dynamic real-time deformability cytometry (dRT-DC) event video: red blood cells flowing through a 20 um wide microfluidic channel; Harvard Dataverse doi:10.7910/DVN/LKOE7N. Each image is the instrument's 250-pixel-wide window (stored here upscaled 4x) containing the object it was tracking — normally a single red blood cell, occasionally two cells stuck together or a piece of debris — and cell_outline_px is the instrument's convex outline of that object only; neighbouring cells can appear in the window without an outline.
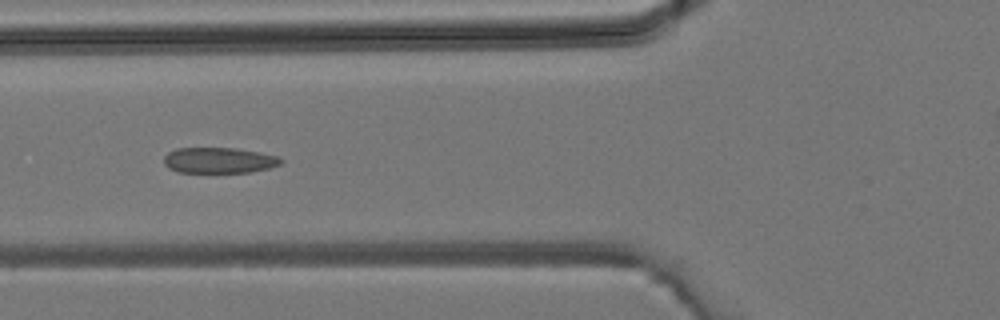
{"species": "common noctule bat (a hibernating species)", "species_latin": "Nyctalus noctula", "temperature_condition": "room temperature", "stored_images_in_passage": 3, "camera_frame_rate_fps": 3000, "um_per_image_px": 0.085, "animal": {"sex": "male", "body_mass_g": 19.2, "forearm_length_mm": 51.8}, "frame": {"image": 1, "passage_image": 3, "time_ms": 0.667, "image_size_px": [1000, 320], "cell_outline_px": [[284, 160], [280, 164], [268, 168], [248, 172], [176, 172], [168, 168], [164, 164], [164, 156], [168, 152], [176, 148], [236, 148], [260, 152], [276, 156]], "centroid_in_image_um": [18.58, 13.62], "position_along_channel_um": 107.2, "area_um2": 17.51}}